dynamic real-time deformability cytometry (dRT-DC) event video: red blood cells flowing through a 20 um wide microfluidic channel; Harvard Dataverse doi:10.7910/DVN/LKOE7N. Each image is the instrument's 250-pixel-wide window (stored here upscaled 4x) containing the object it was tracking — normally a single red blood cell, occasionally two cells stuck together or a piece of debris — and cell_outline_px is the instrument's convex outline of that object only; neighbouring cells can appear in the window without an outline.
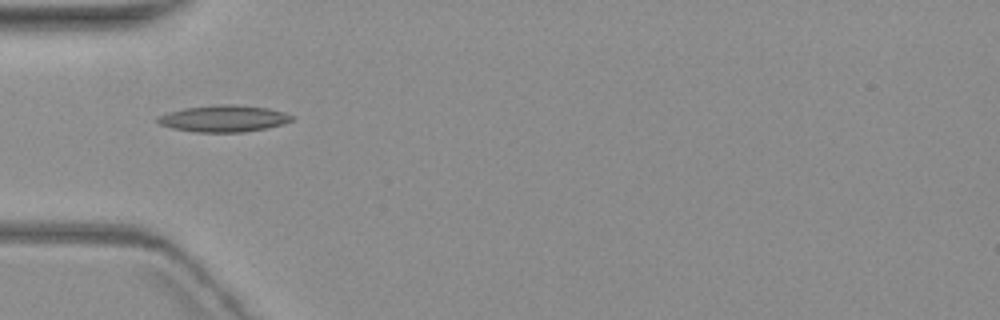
{"species": "common noctule bat (a hibernating species)", "species_latin": "Nyctalus noctula", "temperature_condition": "warm", "stored_images_in_passage": 4, "camera_frame_rate_fps": 3000, "um_per_image_px": 0.085, "animal": {"sex": "female", "body_mass_g": 19.3, "forearm_length_mm": 54.1}, "frame": {"image": 1, "passage_image": 1, "time_ms": 0.0, "image_size_px": [1000, 320], "cell_outline_px": [[296, 116], [292, 120], [284, 124], [268, 128], [244, 132], [196, 132], [172, 128], [160, 124], [156, 120], [160, 116], [168, 112], [184, 108], [224, 104], [232, 104], [268, 108], [284, 112]], "centroid_in_image_um": [19.07, 10.08], "position_along_channel_um": 65.9, "area_um2": 20.81}}
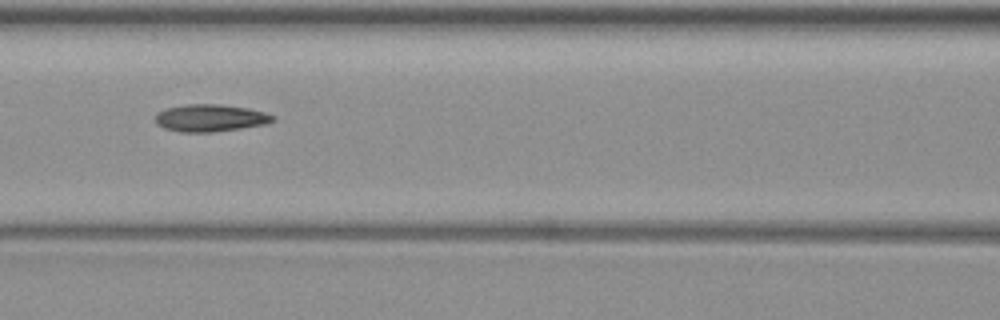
{"frame": {"image": 2, "passage_image": 3, "time_ms": 2.333, "image_size_px": [1000, 320], "cell_outline_px": [[276, 120], [264, 124], [240, 128], [212, 132], [180, 132], [164, 128], [156, 124], [156, 112], [164, 108], [188, 104], [220, 104], [248, 108], [264, 112], [276, 116]], "centroid_in_image_um": [17.85, 10.02], "position_along_channel_um": 148.7, "area_um2": 18.73}}
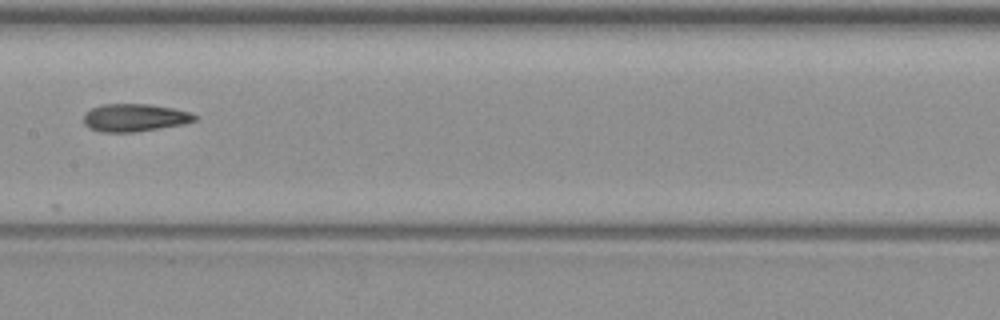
{"frame": {"image": 3, "passage_image": 4, "time_ms": 3.667, "image_size_px": [1000, 320], "cell_outline_px": [[196, 120], [184, 124], [136, 132], [100, 132], [88, 128], [84, 124], [84, 112], [100, 104], [148, 104], [172, 108], [188, 112], [196, 116]], "centroid_in_image_um": [11.39, 10.01], "position_along_channel_um": 196.0, "area_um2": 17.98}}